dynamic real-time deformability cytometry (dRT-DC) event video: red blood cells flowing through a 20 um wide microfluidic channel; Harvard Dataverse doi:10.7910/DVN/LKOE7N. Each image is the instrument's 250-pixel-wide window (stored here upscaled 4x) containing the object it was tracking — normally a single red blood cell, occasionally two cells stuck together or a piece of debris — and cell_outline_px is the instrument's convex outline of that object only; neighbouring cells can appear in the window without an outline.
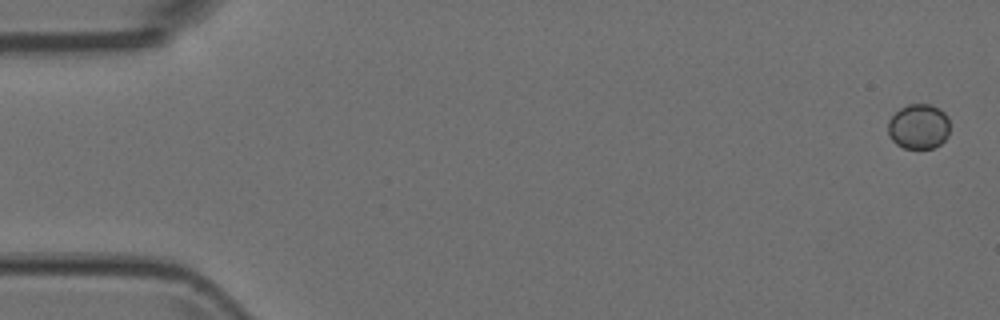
{"species": "Egyptian fruit bat (a non-hibernating species)", "species_latin": "Rousettus aegyptiacus", "temperature_condition": "room temperature", "stored_images_in_passage": 7, "camera_frame_rate_fps": 3000, "um_per_image_px": 0.085, "animal": {"sex": "female"}, "frame": {"image": 1, "passage_image": 1, "time_ms": 0.0, "image_size_px": [1000, 320], "cell_outline_px": [[948, 136], [940, 144], [932, 148], [904, 148], [896, 144], [892, 140], [888, 132], [888, 120], [900, 108], [908, 104], [928, 104], [940, 108], [948, 116]], "centroid_in_image_um": [78.08, 10.74], "position_along_channel_um": 6.9, "area_um2": 16.24}}
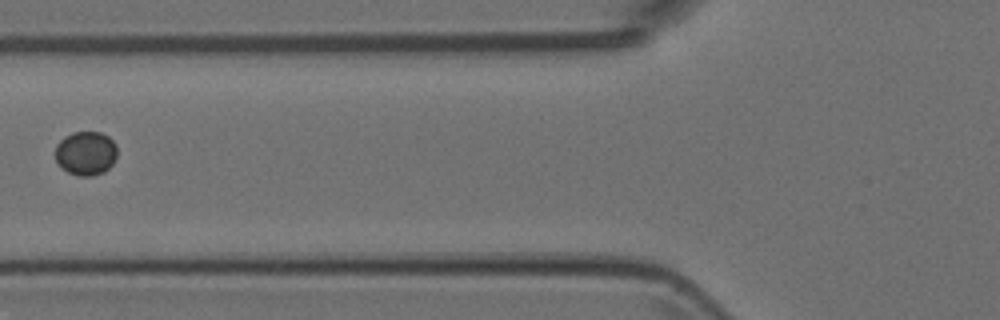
{"frame": {"image": 2, "passage_image": 6, "time_ms": 1.667, "image_size_px": [1000, 320], "cell_outline_px": [[116, 156], [112, 164], [104, 172], [92, 176], [76, 176], [60, 168], [56, 160], [56, 144], [64, 136], [72, 132], [100, 132], [108, 136], [116, 144]], "centroid_in_image_um": [7.28, 13.03], "position_along_channel_um": 118.5, "area_um2": 16.01}}
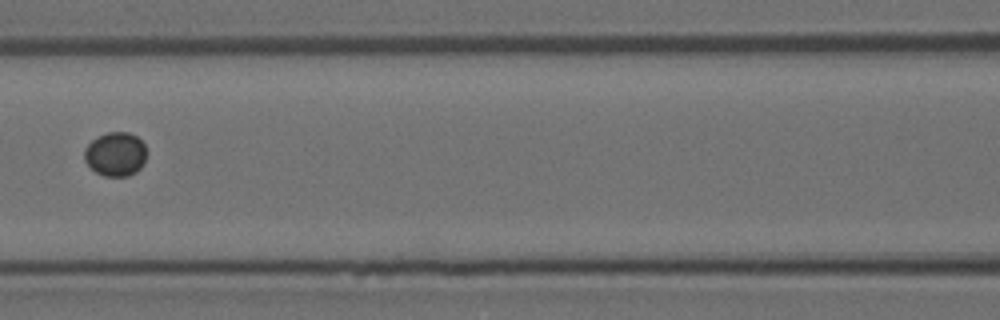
{"frame": {"image": 3, "passage_image": 7, "time_ms": 2.0, "image_size_px": [1000, 320], "cell_outline_px": [[144, 160], [140, 168], [136, 172], [128, 176], [104, 176], [96, 172], [84, 160], [84, 148], [92, 140], [108, 132], [128, 132], [136, 136], [144, 144]], "centroid_in_image_um": [9.79, 13.1], "position_along_channel_um": 156.8, "area_um2": 15.72}}